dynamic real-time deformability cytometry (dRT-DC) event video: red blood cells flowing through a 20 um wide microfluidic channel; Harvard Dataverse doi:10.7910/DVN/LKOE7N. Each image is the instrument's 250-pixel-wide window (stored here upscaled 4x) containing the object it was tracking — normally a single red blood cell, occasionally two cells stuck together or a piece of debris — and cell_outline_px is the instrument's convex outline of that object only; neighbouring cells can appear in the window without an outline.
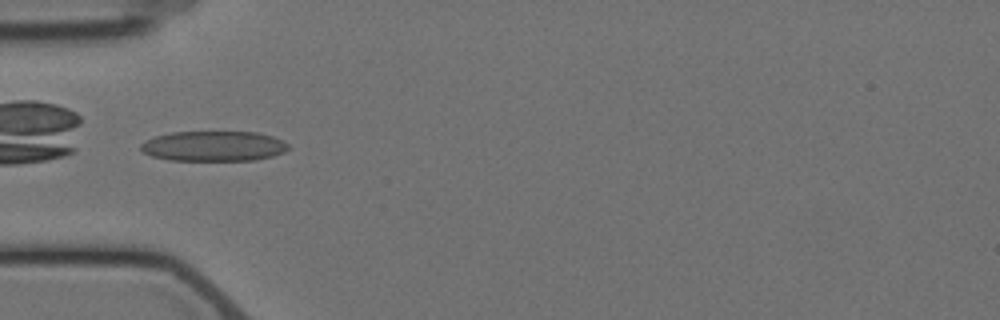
{"species": "Egyptian fruit bat (a non-hibernating species)", "species_latin": "Rousettus aegyptiacus", "temperature_condition": "cold", "stored_images_in_passage": 7, "camera_frame_rate_fps": 3000, "um_per_image_px": 0.085, "animal": {"sex": "female"}, "frame": {"image": 1, "passage_image": 4, "time_ms": 3.333, "image_size_px": [1000, 320], "cell_outline_px": [[288, 148], [284, 152], [272, 156], [256, 160], [168, 160], [152, 156], [144, 152], [140, 148], [140, 144], [156, 136], [172, 132], [256, 132], [272, 136], [288, 144]], "centroid_in_image_um": [18.16, 12.42], "position_along_channel_um": 66.8, "area_um2": 25.72}}
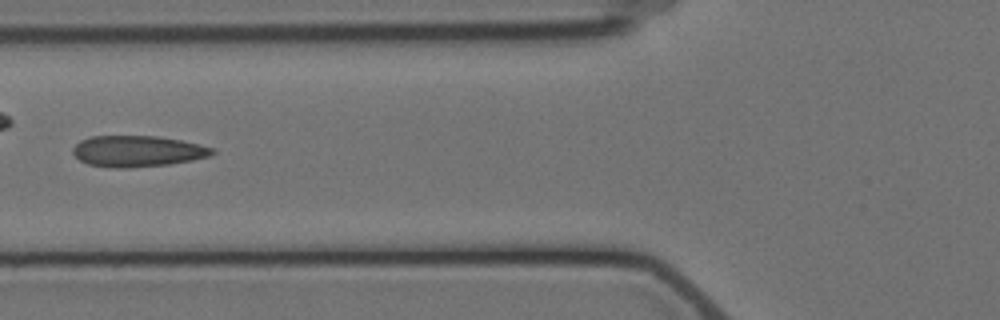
{"frame": {"image": 2, "passage_image": 5, "time_ms": 4.667, "image_size_px": [1000, 320], "cell_outline_px": [[216, 152], [208, 156], [192, 160], [168, 164], [128, 168], [112, 168], [88, 164], [80, 160], [72, 152], [72, 148], [80, 140], [92, 136], [156, 136], [180, 140], [216, 148]], "centroid_in_image_um": [11.68, 12.85], "position_along_channel_um": 114.1, "area_um2": 25.26}}
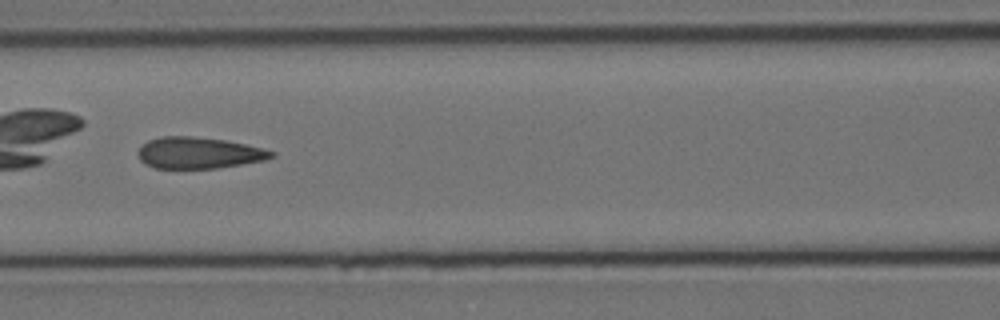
{"frame": {"image": 3, "passage_image": 6, "time_ms": 5.667, "image_size_px": [1000, 320], "cell_outline_px": [[276, 156], [264, 160], [216, 168], [156, 168], [144, 164], [140, 160], [136, 152], [148, 140], [164, 136], [188, 136], [224, 140], [244, 144], [276, 152]], "centroid_in_image_um": [16.86, 13.0], "position_along_channel_um": 149.7, "area_um2": 24.16}}